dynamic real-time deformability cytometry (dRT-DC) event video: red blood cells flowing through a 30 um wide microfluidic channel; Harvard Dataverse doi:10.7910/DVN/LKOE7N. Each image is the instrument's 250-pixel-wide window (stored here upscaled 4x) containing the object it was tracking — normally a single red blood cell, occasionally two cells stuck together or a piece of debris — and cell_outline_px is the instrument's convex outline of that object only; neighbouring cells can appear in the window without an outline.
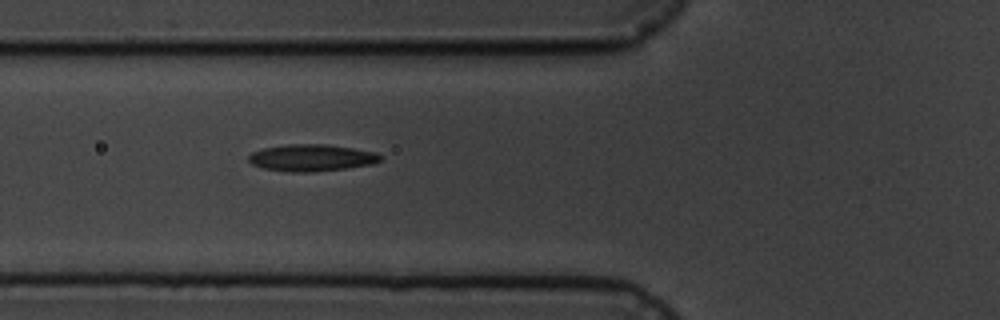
{"species": "common noctule bat (a hibernating species)", "species_latin": "Nyctalus noctula", "temperature_condition": "cold", "stored_images_in_passage": 8, "camera_frame_rate_fps": 3000, "um_per_image_px": 0.085, "animal": {"sex": "male", "body_mass_g": 19.5, "forearm_length_mm": 54.6}, "frame": {"image": 1, "passage_image": 8, "time_ms": 8.0, "image_size_px": [1000, 320], "cell_outline_px": [[384, 156], [380, 160], [372, 164], [344, 168], [312, 172], [292, 172], [264, 168], [252, 164], [248, 160], [248, 156], [252, 152], [264, 148], [288, 144], [324, 144], [352, 148], [376, 152]], "centroid_in_image_um": [26.49, 13.4], "position_along_channel_um": 99.3, "area_um2": 20.46}}